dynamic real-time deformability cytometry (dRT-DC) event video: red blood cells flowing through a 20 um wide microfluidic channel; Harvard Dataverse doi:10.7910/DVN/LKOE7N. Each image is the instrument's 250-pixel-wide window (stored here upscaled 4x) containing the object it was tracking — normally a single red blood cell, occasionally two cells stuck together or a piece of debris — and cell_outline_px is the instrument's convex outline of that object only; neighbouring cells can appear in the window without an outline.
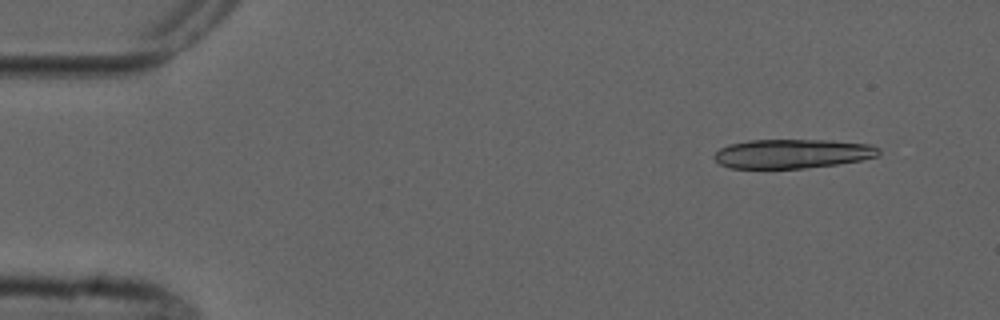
{"species": "common noctule bat (a hibernating species)", "species_latin": "Nyctalus noctula", "temperature_condition": "cold", "stored_images_in_passage": 7, "camera_frame_rate_fps": 3000, "um_per_image_px": 0.085, "animal": {"sex": "male", "forearm_length_mm": 52.5}, "frame": {"image": 1, "passage_image": 1, "time_ms": 0.0, "image_size_px": [1000, 320], "cell_outline_px": [[880, 156], [860, 160], [836, 164], [804, 168], [728, 168], [720, 164], [712, 156], [720, 148], [728, 144], [748, 140], [832, 140], [872, 144], [880, 148]], "centroid_in_image_um": [67.37, 13.05], "position_along_channel_um": 17.6, "area_um2": 28.21}}
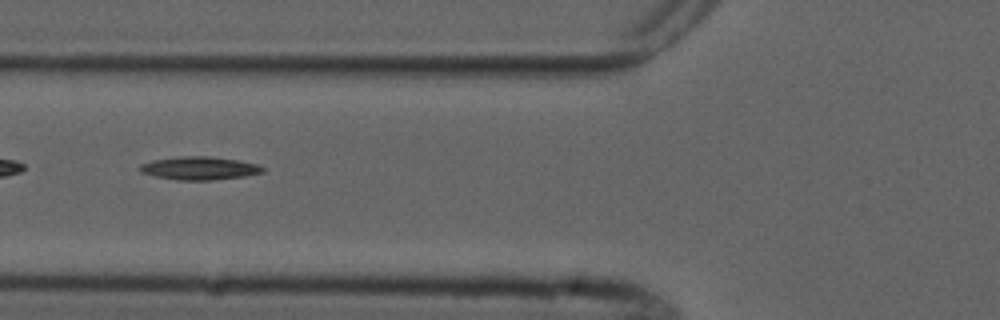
{"frame": {"image": 2, "passage_image": 5, "time_ms": 5.333, "image_size_px": [1000, 320], "cell_outline_px": [[264, 172], [244, 176], [212, 180], [176, 180], [156, 176], [140, 172], [136, 168], [140, 164], [152, 160], [180, 156], [212, 156], [236, 160], [256, 164], [264, 168]], "centroid_in_image_um": [16.89, 14.29], "position_along_channel_um": 108.9, "area_um2": 16.59}}
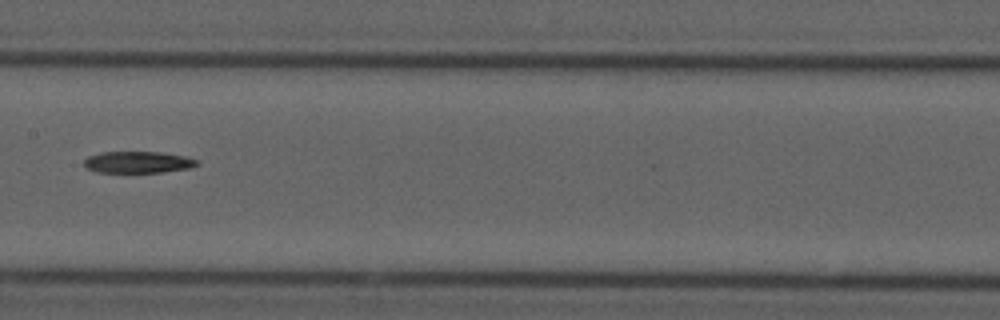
{"frame": {"image": 3, "passage_image": 7, "time_ms": 7.667, "image_size_px": [1000, 320], "cell_outline_px": [[200, 164], [188, 168], [164, 172], [96, 172], [88, 168], [84, 164], [84, 160], [88, 156], [100, 152], [164, 152], [184, 156], [200, 160]], "centroid_in_image_um": [11.76, 13.78], "position_along_channel_um": 195.6, "area_um2": 14.28}}